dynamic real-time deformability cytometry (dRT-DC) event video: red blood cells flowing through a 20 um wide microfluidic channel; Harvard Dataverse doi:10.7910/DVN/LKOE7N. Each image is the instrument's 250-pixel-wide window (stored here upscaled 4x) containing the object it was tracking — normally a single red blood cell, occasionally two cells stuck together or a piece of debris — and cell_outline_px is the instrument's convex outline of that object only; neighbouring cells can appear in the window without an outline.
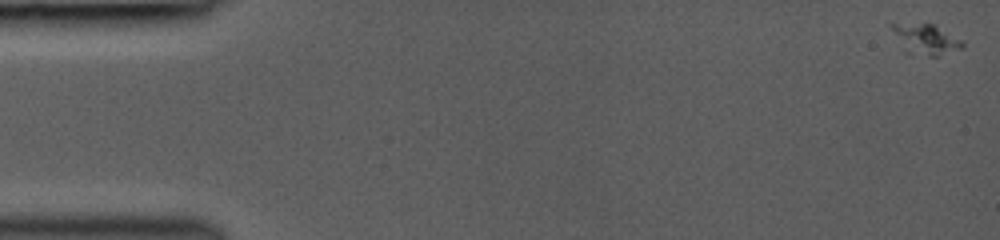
{"species": "common noctule bat (a hibernating species)", "species_latin": "Nyctalus noctula", "temperature_condition": "room temperature", "stored_images_in_passage": 46, "camera_frame_rate_fps": 3000, "um_per_image_px": 0.085, "animal": {"sex": "female", "body_mass_g": 19.0, "forearm_length_mm": 53.3}, "frame": {"image": 1, "passage_image": 1, "time_ms": 0.0, "image_size_px": [1000, 240], "cell_outline_px": [[964, 44], [960, 48], [936, 56], [912, 56], [904, 52], [888, 24], [936, 24], [960, 40]], "centroid_in_image_um": [78.61, 3.36], "position_along_channel_um": 6.4, "area_um2": 12.48}}
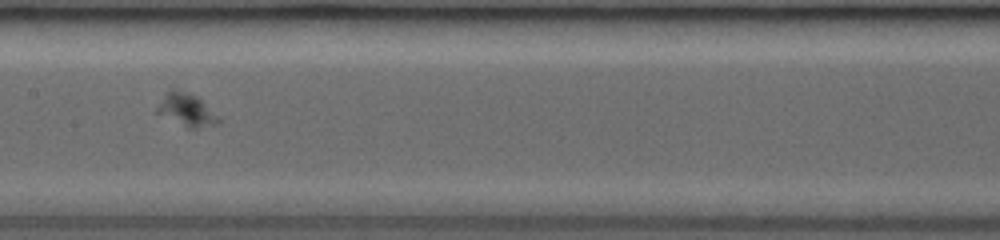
{"frame": {"image": 2, "passage_image": 25, "time_ms": 8.0, "image_size_px": [1000, 240], "cell_outline_px": [[220, 124], [196, 128], [188, 128], [156, 112], [156, 108], [168, 92], [172, 88], [188, 92], [196, 96], [220, 120]], "centroid_in_image_um": [15.85, 9.35], "position_along_channel_um": 191.6, "area_um2": 11.16}}
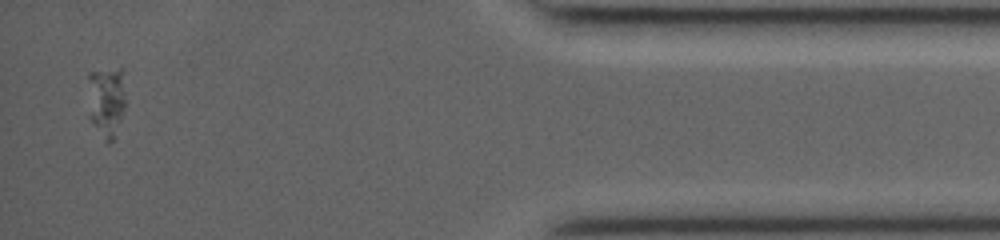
{"frame": {"image": 3, "passage_image": 45, "time_ms": 14.667, "image_size_px": [1000, 240], "cell_outline_px": [[124, 108], [120, 120], [112, 140], [108, 140], [92, 124], [88, 116], [88, 72], [120, 68], [124, 68]], "centroid_in_image_um": [9.02, 8.5], "position_along_channel_um": 426.2, "area_um2": 15.43}}